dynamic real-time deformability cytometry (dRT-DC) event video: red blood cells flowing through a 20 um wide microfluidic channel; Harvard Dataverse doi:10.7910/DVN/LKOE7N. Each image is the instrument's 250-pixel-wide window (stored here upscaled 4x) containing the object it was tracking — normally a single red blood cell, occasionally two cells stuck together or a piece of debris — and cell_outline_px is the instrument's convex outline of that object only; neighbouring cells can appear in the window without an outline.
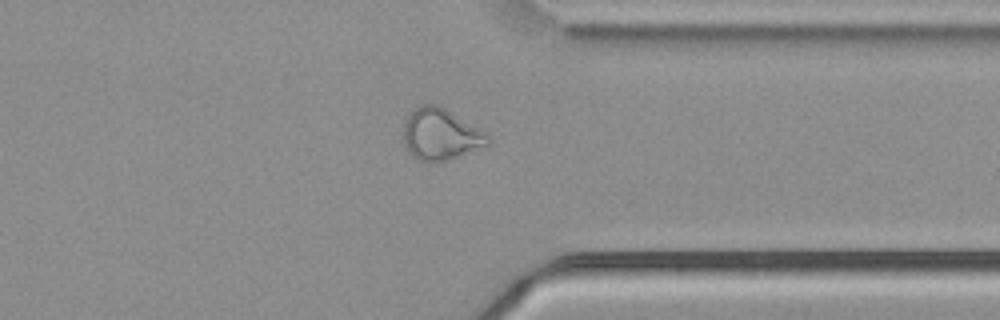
{"species": "common noctule bat (a hibernating species)", "species_latin": "Nyctalus noctula", "temperature_condition": "cold", "stored_images_in_passage": 44, "camera_frame_rate_fps": 3000, "um_per_image_px": 0.085, "animal": {"sex": "male", "body_mass_g": 21.5, "forearm_length_mm": 52.0}, "frame": {"image": 1, "passage_image": 32, "time_ms": 10.333, "image_size_px": [1000, 320], "cell_outline_px": [[488, 144], [456, 156], [444, 160], [416, 160], [408, 152], [404, 144], [404, 124], [408, 116], [420, 104], [436, 104], [444, 108], [476, 128], [488, 136]], "centroid_in_image_um": [37.36, 11.41], "position_along_channel_um": 374.0, "area_um2": 24.16}, "authors_computed_cell_mechanics": {"area_um2": 24.9407, "velocity_mm_per_s": 3.7491, "shape_relaxation_time_tau1_ms": null, "shape_relaxation_time_tau2_ms": 3.3305, "deformation_change_tau1": null, "deformation_change_tau2": 0.1111}}